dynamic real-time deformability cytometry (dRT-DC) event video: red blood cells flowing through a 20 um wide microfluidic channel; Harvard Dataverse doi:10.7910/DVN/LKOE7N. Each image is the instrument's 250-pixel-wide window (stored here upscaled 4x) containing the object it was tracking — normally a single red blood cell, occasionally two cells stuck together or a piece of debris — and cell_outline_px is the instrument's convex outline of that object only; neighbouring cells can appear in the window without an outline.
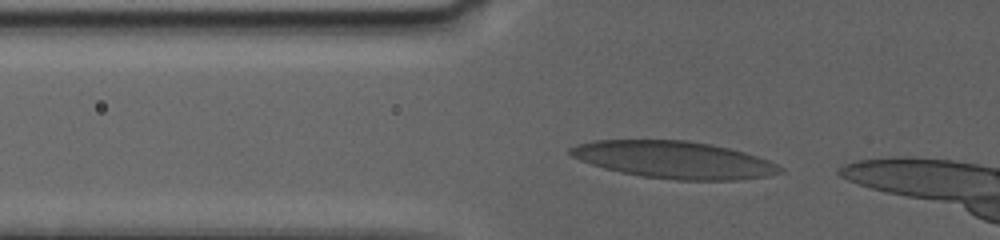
{"species": "human", "species_latin": "Homo sapiens", "temperature_condition": "warm", "stored_images_in_passage": 83, "camera_frame_rate_fps": 3000, "um_per_image_px": 0.085, "donor": {"sex": "female"}, "frame": {"image": 1, "passage_image": 2, "time_ms": 0.333, "image_size_px": [1000, 240], "cell_outline_px": [[784, 172], [764, 176], [736, 180], [676, 180], [640, 176], [620, 172], [604, 168], [580, 160], [572, 156], [568, 152], [568, 148], [576, 144], [592, 140], [688, 140], [712, 144], [744, 152], [768, 160], [784, 168]], "centroid_in_image_um": [57.27, 13.58], "position_along_channel_um": 68.5, "area_um2": 45.49}}
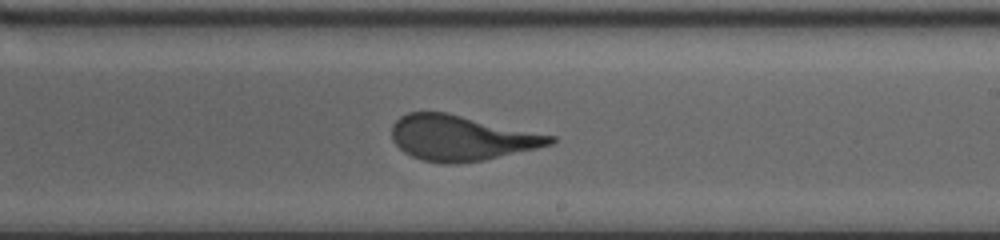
{"frame": {"image": 2, "passage_image": 35, "time_ms": 6.333, "image_size_px": [1000, 240], "cell_outline_px": [[556, 140], [552, 144], [536, 148], [484, 160], [456, 164], [444, 164], [424, 160], [412, 156], [404, 152], [392, 140], [392, 124], [400, 116], [408, 112], [448, 112], [556, 136]], "centroid_in_image_um": [39.2, 11.72], "position_along_channel_um": 249.8, "area_um2": 41.85}}
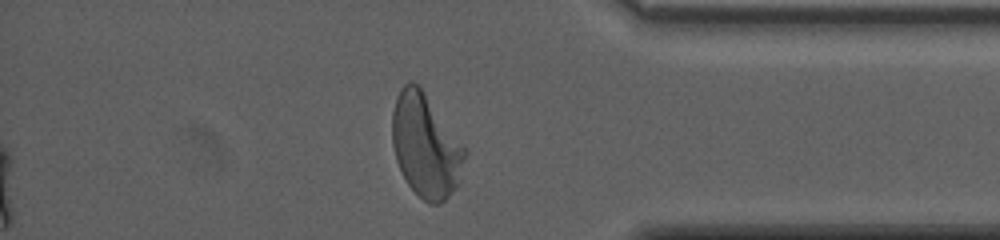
{"frame": {"image": 3, "passage_image": 74, "time_ms": 11.333, "image_size_px": [1000, 240], "cell_outline_px": [[468, 152], [456, 188], [440, 204], [428, 204], [408, 184], [396, 160], [392, 144], [392, 112], [396, 96], [400, 88], [408, 80], [420, 84]], "centroid_in_image_um": [36.17, 12.34], "position_along_channel_um": 399.0, "area_um2": 43.87}}